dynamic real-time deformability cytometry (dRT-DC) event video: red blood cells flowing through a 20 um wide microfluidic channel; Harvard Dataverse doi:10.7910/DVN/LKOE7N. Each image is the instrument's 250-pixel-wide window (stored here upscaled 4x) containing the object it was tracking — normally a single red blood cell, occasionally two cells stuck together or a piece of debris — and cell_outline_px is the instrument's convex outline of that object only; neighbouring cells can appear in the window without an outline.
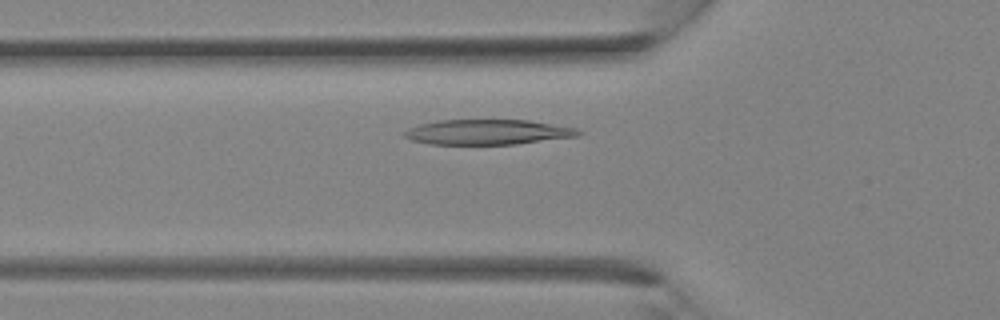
{"species": "Egyptian fruit bat (a non-hibernating species)", "species_latin": "Rousettus aegyptiacus", "temperature_condition": "room temperature", "stored_images_in_passage": 11, "camera_frame_rate_fps": 3000, "um_per_image_px": 0.085, "animal": {"sex": "female"}, "frame": {"image": 1, "passage_image": 8, "time_ms": 2.333, "image_size_px": [1000, 320], "cell_outline_px": [[584, 132], [580, 136], [516, 144], [428, 144], [412, 140], [404, 136], [404, 132], [408, 128], [420, 124], [440, 120], [528, 120], [576, 128]], "centroid_in_image_um": [41.48, 11.23], "position_along_channel_um": 84.3, "area_um2": 25.43}}
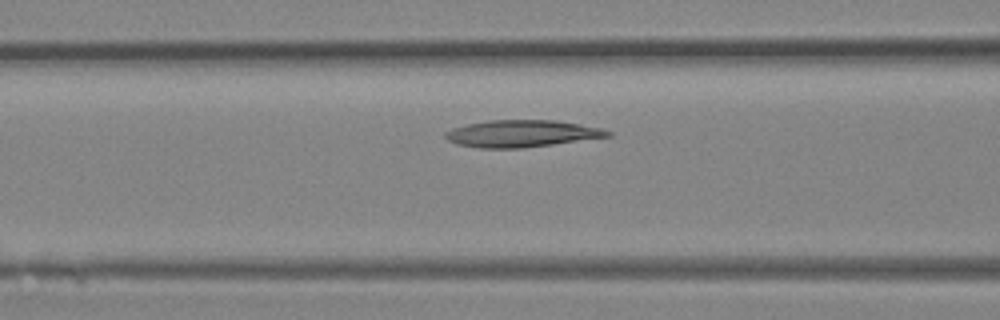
{"frame": {"image": 2, "passage_image": 10, "time_ms": 3.0, "image_size_px": [1000, 320], "cell_outline_px": [[612, 136], [552, 144], [520, 148], [480, 148], [456, 144], [448, 140], [444, 136], [444, 132], [452, 128], [468, 124], [488, 120], [556, 120], [580, 124], [600, 128], [612, 132]], "centroid_in_image_um": [44.32, 11.35], "position_along_channel_um": 122.3, "area_um2": 25.43}}